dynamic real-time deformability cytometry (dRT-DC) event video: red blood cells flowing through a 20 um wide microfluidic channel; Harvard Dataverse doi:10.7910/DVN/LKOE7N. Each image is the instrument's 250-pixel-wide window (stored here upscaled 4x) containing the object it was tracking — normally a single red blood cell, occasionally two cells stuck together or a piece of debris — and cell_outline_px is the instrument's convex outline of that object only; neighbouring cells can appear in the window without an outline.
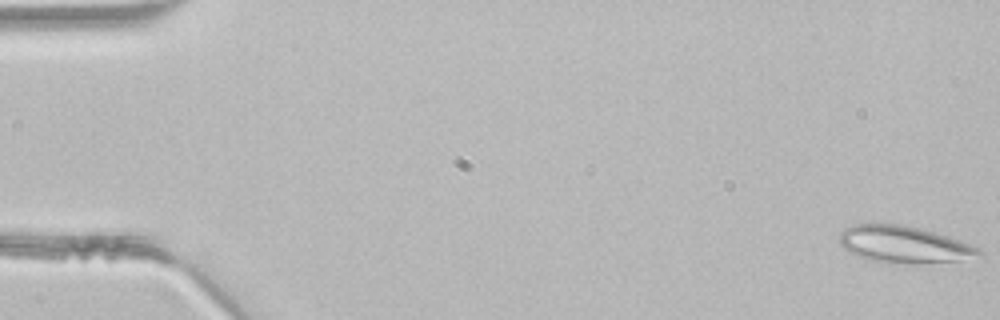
{"species": "common noctule bat (a hibernating species)", "species_latin": "Nyctalus noctula", "temperature_condition": "room temperature", "stored_images_in_passage": 46, "segment_of_instrument_passage": [1, 2], "camera_frame_rate_fps": 3000, "um_per_image_px": 0.085, "animal": {"sex": "male", "body_mass_g": 21.5, "forearm_length_mm": 52.0}, "frame": {"image": 1, "passage_image": 1, "time_ms": 0.0, "image_size_px": [1000, 320], "cell_outline_px": [[984, 256], [956, 260], [904, 264], [888, 264], [868, 260], [844, 248], [840, 244], [840, 232], [844, 228], [852, 224], [900, 224], [920, 228], [948, 236], [960, 240], [980, 248], [984, 252]], "centroid_in_image_um": [76.85, 20.78], "position_along_channel_um": 8.2, "area_um2": 30.06}}
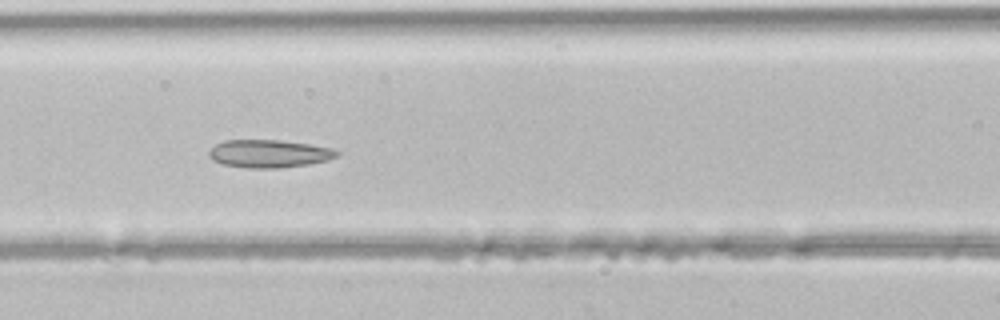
{"frame": {"image": 2, "passage_image": 20, "time_ms": 6.333, "image_size_px": [1000, 320], "cell_outline_px": [[340, 156], [328, 160], [308, 164], [280, 168], [248, 168], [224, 164], [212, 160], [208, 156], [208, 152], [216, 144], [224, 140], [280, 140], [308, 144], [332, 148], [340, 152]], "centroid_in_image_um": [22.89, 13.06], "position_along_channel_um": 143.7, "area_um2": 20.81}}
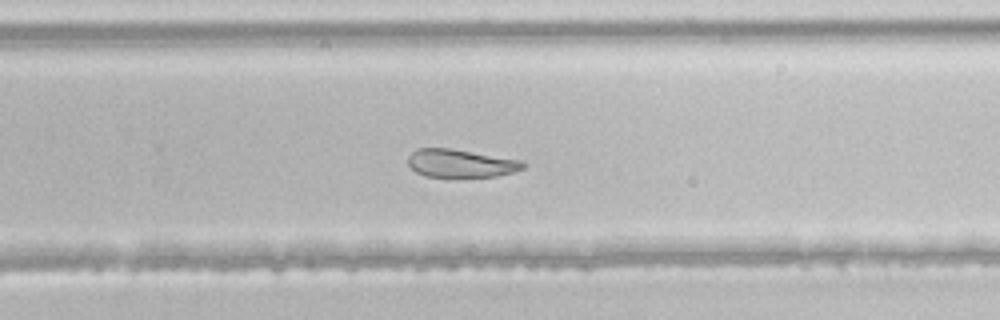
{"frame": {"image": 3, "passage_image": 30, "time_ms": 9.667, "image_size_px": [1000, 320], "cell_outline_px": [[524, 168], [512, 172], [496, 176], [424, 176], [416, 172], [408, 164], [408, 156], [416, 148], [448, 148], [524, 160]], "centroid_in_image_um": [39.15, 13.87], "position_along_channel_um": 290.7, "area_um2": 18.61}}